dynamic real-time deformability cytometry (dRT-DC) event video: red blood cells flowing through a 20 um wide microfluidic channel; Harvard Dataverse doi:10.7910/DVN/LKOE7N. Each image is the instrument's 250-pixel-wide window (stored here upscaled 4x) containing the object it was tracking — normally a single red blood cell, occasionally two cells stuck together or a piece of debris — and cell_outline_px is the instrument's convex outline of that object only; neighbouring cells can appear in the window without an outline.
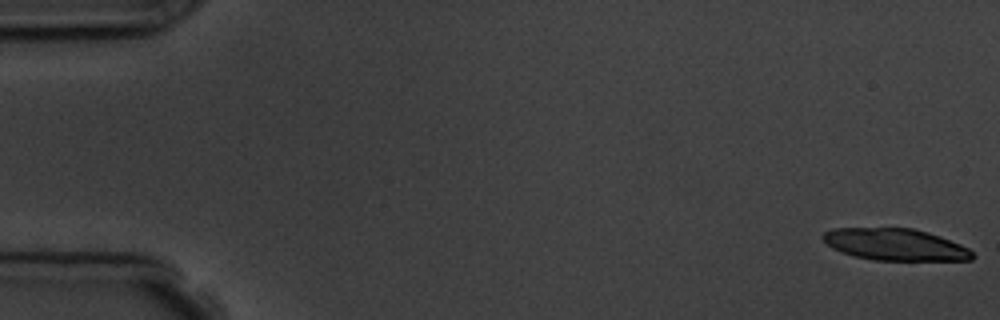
{"species": "common noctule bat (a hibernating species)", "species_latin": "Nyctalus noctula", "temperature_condition": "room temperature", "stored_images_in_passage": 8, "camera_frame_rate_fps": 3000, "um_per_image_px": 0.085, "animal": {"sex": "male", "body_mass_g": 19.5, "forearm_length_mm": 54.6}, "frame": {"image": 1, "passage_image": 1, "time_ms": 0.0, "image_size_px": [1000, 320], "cell_outline_px": [[976, 256], [972, 260], [872, 260], [852, 256], [832, 248], [820, 236], [824, 232], [832, 228], [912, 228], [928, 232], [940, 236], [960, 244], [968, 248]], "centroid_in_image_um": [76.08, 20.78], "position_along_channel_um": 8.9, "area_um2": 27.8}}